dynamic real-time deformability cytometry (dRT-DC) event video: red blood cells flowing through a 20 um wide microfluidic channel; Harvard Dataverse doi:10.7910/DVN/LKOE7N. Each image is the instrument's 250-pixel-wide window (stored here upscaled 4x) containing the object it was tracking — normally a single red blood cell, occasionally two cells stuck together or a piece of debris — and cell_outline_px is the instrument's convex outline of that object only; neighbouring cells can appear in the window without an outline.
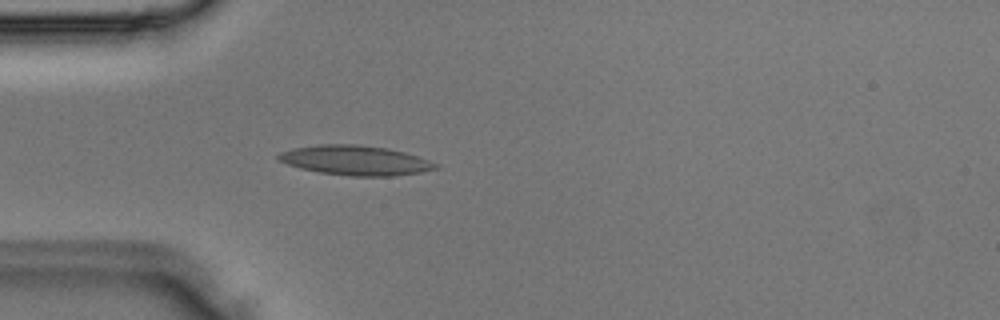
{"species": "Egyptian fruit bat (a non-hibernating species)", "species_latin": "Rousettus aegyptiacus", "temperature_condition": "room temperature", "stored_images_in_passage": 3, "camera_frame_rate_fps": 3000, "um_per_image_px": 0.085, "animal": {"sex": "male"}, "frame": {"image": 1, "passage_image": 3, "time_ms": 0.667, "image_size_px": [1000, 320], "cell_outline_px": [[440, 168], [420, 172], [396, 176], [352, 176], [320, 172], [300, 168], [288, 164], [280, 160], [276, 156], [280, 152], [292, 148], [316, 144], [356, 144], [388, 148], [404, 152], [440, 164]], "centroid_in_image_um": [30.22, 13.62], "position_along_channel_um": 54.8, "area_um2": 27.22}}